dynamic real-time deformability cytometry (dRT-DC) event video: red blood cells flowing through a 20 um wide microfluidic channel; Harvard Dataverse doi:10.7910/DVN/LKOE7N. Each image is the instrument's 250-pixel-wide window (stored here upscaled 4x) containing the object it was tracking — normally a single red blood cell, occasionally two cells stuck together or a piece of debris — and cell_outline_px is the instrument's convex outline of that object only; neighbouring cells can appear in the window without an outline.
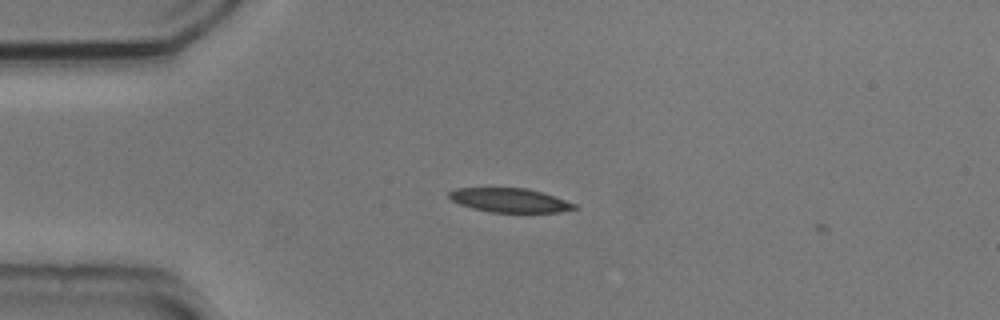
{"species": "common noctule bat (a hibernating species)", "species_latin": "Nyctalus noctula", "temperature_condition": "cold", "stored_images_in_passage": 3, "camera_frame_rate_fps": 3000, "um_per_image_px": 0.085, "animal": {"sex": "male", "body_mass_g": 20.5, "forearm_length_mm": 52.5}, "frame": {"image": 1, "passage_image": 2, "time_ms": 0.333, "image_size_px": [1000, 320], "cell_outline_px": [[580, 208], [560, 212], [492, 212], [472, 208], [460, 204], [452, 200], [448, 196], [448, 192], [456, 188], [528, 188], [544, 192], [576, 204]], "centroid_in_image_um": [43.36, 17.02], "position_along_channel_um": 41.6, "area_um2": 17.63}}